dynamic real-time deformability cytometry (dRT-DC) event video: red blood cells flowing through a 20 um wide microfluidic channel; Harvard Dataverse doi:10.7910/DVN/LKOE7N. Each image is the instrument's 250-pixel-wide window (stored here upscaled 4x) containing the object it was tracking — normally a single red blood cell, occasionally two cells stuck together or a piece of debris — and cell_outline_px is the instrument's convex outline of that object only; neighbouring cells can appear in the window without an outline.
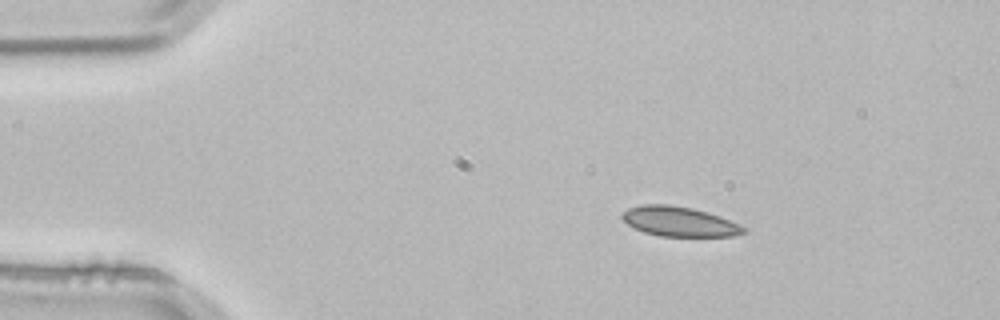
{"species": "common noctule bat (a hibernating species)", "species_latin": "Nyctalus noctula", "temperature_condition": "room temperature", "stored_images_in_passage": 2, "camera_frame_rate_fps": 3000, "um_per_image_px": 0.085, "animal": {"sex": "male", "body_mass_g": 21.5, "forearm_length_mm": 52.0}, "frame": {"image": 1, "passage_image": 1, "time_ms": 0.0, "image_size_px": [1000, 320], "cell_outline_px": [[748, 232], [732, 236], [660, 236], [644, 232], [628, 224], [620, 216], [628, 208], [640, 204], [668, 204], [692, 208], [708, 212], [720, 216], [748, 228]], "centroid_in_image_um": [57.77, 18.82], "position_along_channel_um": 27.2, "area_um2": 21.1}}